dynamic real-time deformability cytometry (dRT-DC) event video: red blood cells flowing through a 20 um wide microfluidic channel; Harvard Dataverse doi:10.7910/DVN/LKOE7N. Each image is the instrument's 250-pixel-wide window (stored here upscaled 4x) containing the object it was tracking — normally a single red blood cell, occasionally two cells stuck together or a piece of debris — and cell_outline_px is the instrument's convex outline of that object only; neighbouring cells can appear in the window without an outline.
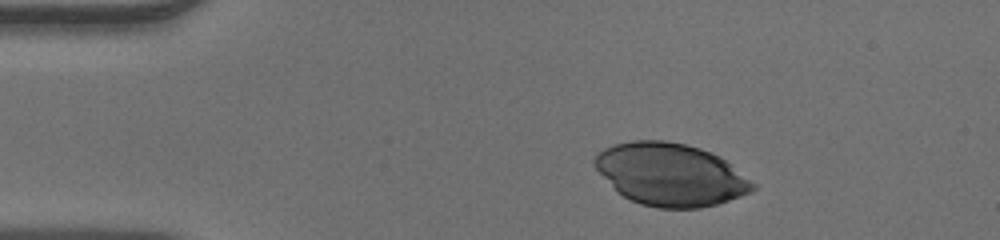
{"species": "human", "species_latin": "Homo sapiens", "temperature_condition": "warm", "stored_images_in_passage": 34, "camera_frame_rate_fps": 3000, "um_per_image_px": 0.085, "donor": {"sex": "male"}, "frame": {"image": 1, "passage_image": 1, "time_ms": 0.0, "image_size_px": [1000, 240], "cell_outline_px": [[756, 188], [752, 192], [716, 204], [700, 208], [656, 208], [640, 204], [616, 192], [592, 164], [592, 160], [596, 152], [612, 144], [632, 140], [664, 140], [684, 144], [700, 148], [720, 156], [756, 184]], "centroid_in_image_um": [56.95, 14.82], "position_along_channel_um": 28.1, "area_um2": 57.86}}